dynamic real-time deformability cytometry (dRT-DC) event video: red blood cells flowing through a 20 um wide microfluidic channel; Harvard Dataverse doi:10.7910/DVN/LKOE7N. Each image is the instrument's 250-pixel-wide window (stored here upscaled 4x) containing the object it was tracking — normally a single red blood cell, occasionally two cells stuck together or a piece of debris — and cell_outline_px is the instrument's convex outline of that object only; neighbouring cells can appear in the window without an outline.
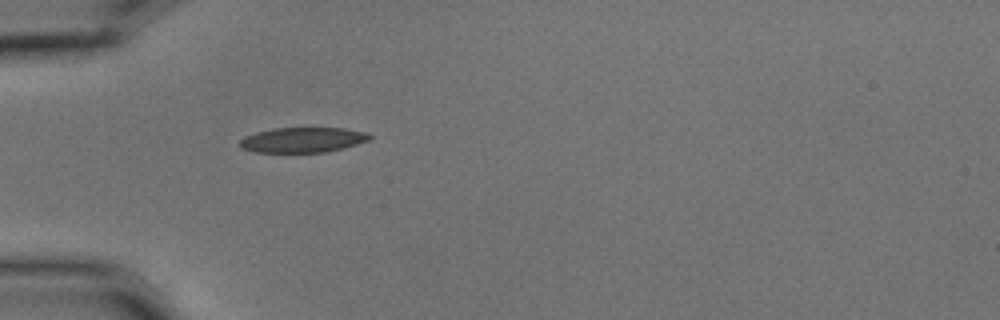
{"species": "common noctule bat (a hibernating species)", "species_latin": "Nyctalus noctula", "temperature_condition": "cold", "stored_images_in_passage": 4, "camera_frame_rate_fps": 3000, "um_per_image_px": 0.085, "animal": {"sex": "male", "body_mass_g": 15.6}, "frame": {"image": 1, "passage_image": 4, "time_ms": 1.0, "image_size_px": [1000, 320], "cell_outline_px": [[372, 136], [368, 140], [344, 148], [324, 152], [256, 152], [240, 148], [240, 140], [244, 136], [256, 132], [272, 128], [344, 128], [364, 132]], "centroid_in_image_um": [25.69, 11.89], "position_along_channel_um": 59.3, "area_um2": 18.9}}